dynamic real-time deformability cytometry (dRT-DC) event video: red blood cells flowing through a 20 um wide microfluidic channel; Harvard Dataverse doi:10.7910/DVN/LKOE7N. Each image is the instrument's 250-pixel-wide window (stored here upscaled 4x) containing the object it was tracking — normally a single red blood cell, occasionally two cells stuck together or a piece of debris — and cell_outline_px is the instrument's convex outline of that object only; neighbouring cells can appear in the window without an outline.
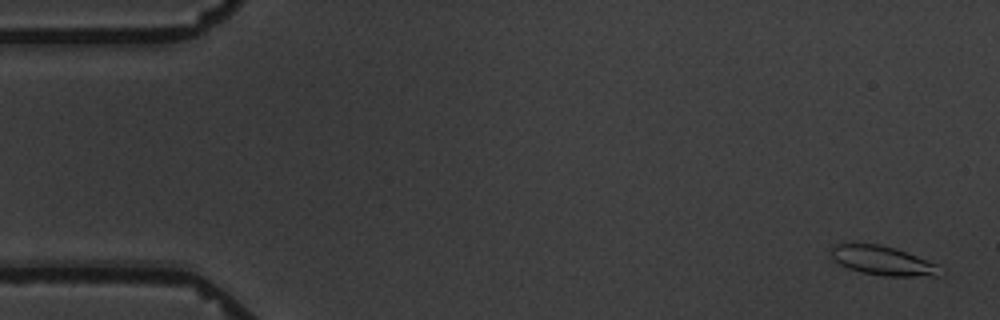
{"species": "common noctule bat (a hibernating species)", "species_latin": "Nyctalus noctula", "temperature_condition": "warm", "stored_images_in_passage": 6, "camera_frame_rate_fps": 3000, "um_per_image_px": 0.085, "animal": {"sex": "male", "body_mass_g": 19.5, "forearm_length_mm": 54.6}, "frame": {"image": 1, "passage_image": 1, "time_ms": 0.0, "image_size_px": [1000, 320], "cell_outline_px": [[940, 276], [884, 276], [860, 272], [848, 268], [840, 264], [832, 256], [832, 248], [836, 244], [880, 244], [896, 248], [936, 264]], "centroid_in_image_um": [75.02, 22.16], "position_along_channel_um": 10.0, "area_um2": 18.09}}